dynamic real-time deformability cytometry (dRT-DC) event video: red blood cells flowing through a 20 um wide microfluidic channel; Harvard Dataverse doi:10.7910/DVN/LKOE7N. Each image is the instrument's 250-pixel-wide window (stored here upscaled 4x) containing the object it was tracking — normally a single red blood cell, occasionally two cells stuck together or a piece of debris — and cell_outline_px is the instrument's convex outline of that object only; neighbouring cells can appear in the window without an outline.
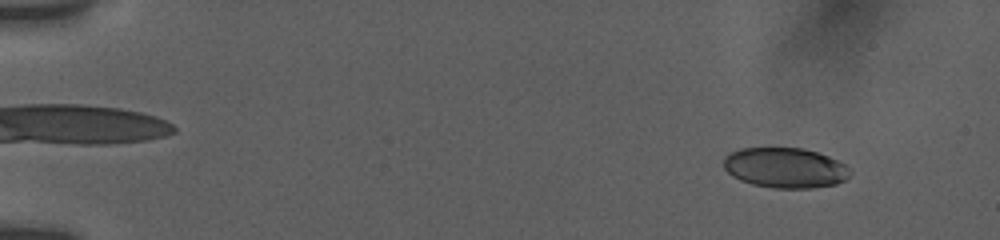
{"species": "human", "species_latin": "Homo sapiens", "temperature_condition": "room temperature", "stored_images_in_passage": 34, "camera_frame_rate_fps": 3000, "um_per_image_px": 0.085, "donor": {"sex": "female"}, "frame": {"image": 1, "passage_image": 4, "time_ms": 1.667, "image_size_px": [1000, 240], "cell_outline_px": [[852, 172], [844, 180], [836, 184], [812, 188], [772, 188], [752, 184], [740, 180], [732, 176], [724, 168], [724, 156], [740, 148], [804, 148], [828, 156], [844, 164]], "centroid_in_image_um": [66.72, 14.27], "position_along_channel_um": 18.3, "area_um2": 29.59}}
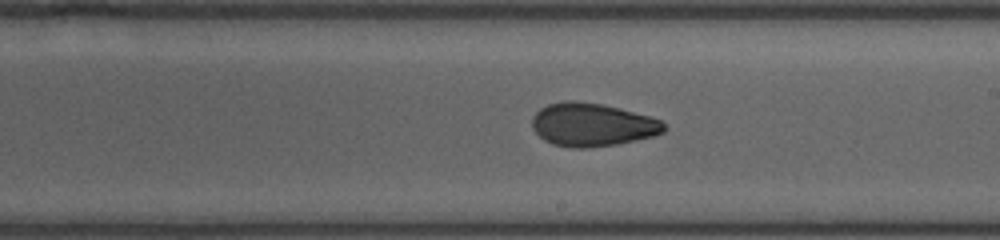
{"frame": {"image": 2, "passage_image": 19, "time_ms": 11.0, "image_size_px": [1000, 240], "cell_outline_px": [[664, 132], [652, 136], [636, 140], [616, 144], [588, 148], [572, 148], [552, 144], [544, 140], [532, 128], [532, 116], [540, 108], [548, 104], [564, 100], [576, 100], [604, 104], [652, 116], [660, 120], [664, 124]], "centroid_in_image_um": [50.32, 10.59], "position_along_channel_um": 238.7, "area_um2": 33.47}}
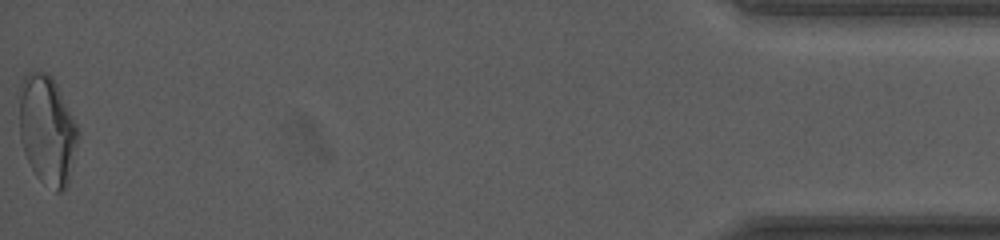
{"frame": {"image": 3, "passage_image": 34, "time_ms": 18.333, "image_size_px": [1000, 240], "cell_outline_px": [[80, 132], [68, 184], [60, 192], [56, 192], [40, 180], [36, 176], [24, 152], [20, 140], [20, 84], [24, 76], [32, 68], [48, 72], [52, 76]], "centroid_in_image_um": [4.0, 11.02], "position_along_channel_um": 431.2, "area_um2": 37.45}, "authors_computed_cell_mechanics": {"area_um2": 32.946, "velocity_mm_per_s": 3.7853, "shape_relaxation_time_tau1_ms": 7.3575, "shape_relaxation_time_tau2_ms": 1.7791, "deformation_change_tau1": 0.156, "deformation_change_tau2": 0.0632}}